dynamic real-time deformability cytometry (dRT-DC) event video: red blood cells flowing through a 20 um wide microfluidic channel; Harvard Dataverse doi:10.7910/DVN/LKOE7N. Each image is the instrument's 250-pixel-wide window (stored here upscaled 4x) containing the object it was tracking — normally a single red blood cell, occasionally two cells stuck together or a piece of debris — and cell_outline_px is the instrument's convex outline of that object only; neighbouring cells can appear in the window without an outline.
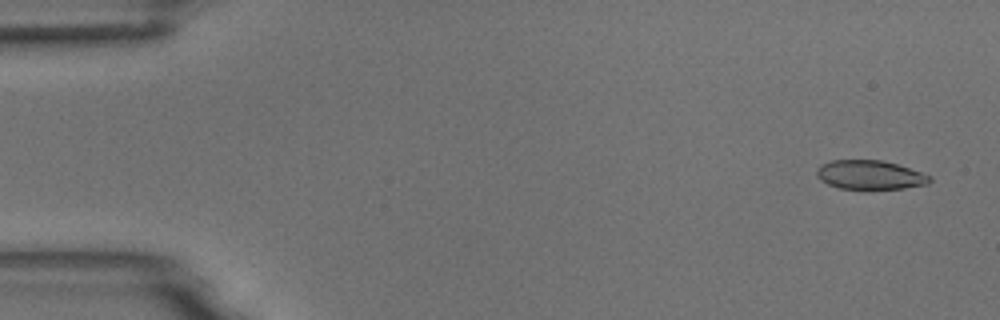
{"species": "common noctule bat (a hibernating species)", "species_latin": "Nyctalus noctula", "temperature_condition": "room temperature", "stored_images_in_passage": 6, "camera_frame_rate_fps": 3000, "um_per_image_px": 0.085, "animal": {"sex": "male", "body_mass_g": 18.8}, "frame": {"image": 1, "passage_image": 1, "time_ms": 0.0, "image_size_px": [1000, 320], "cell_outline_px": [[932, 180], [928, 184], [904, 188], [840, 188], [828, 184], [820, 180], [816, 176], [816, 168], [820, 164], [832, 160], [880, 160], [896, 164], [932, 176]], "centroid_in_image_um": [73.92, 14.85], "position_along_channel_um": 11.1, "area_um2": 18.96}}
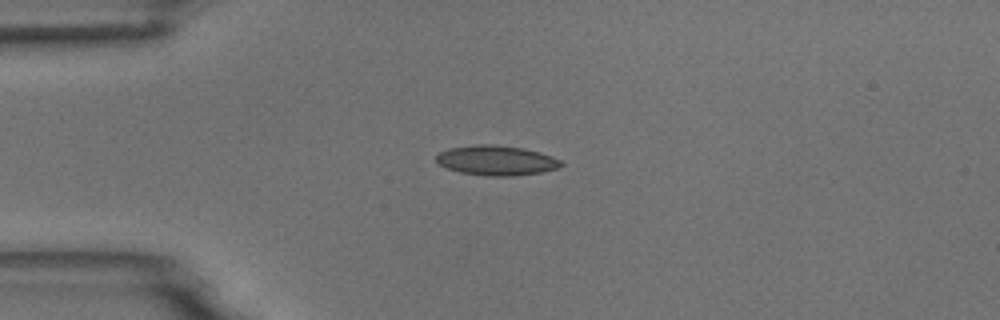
{"frame": {"image": 2, "passage_image": 4, "time_ms": 1.0, "image_size_px": [1000, 320], "cell_outline_px": [[564, 164], [560, 168], [540, 172], [512, 176], [488, 176], [460, 172], [448, 168], [440, 164], [436, 160], [436, 156], [440, 152], [448, 148], [476, 144], [492, 144], [524, 148], [540, 152], [552, 156], [560, 160]], "centroid_in_image_um": [42.22, 13.63], "position_along_channel_um": 42.8, "area_um2": 21.73}}